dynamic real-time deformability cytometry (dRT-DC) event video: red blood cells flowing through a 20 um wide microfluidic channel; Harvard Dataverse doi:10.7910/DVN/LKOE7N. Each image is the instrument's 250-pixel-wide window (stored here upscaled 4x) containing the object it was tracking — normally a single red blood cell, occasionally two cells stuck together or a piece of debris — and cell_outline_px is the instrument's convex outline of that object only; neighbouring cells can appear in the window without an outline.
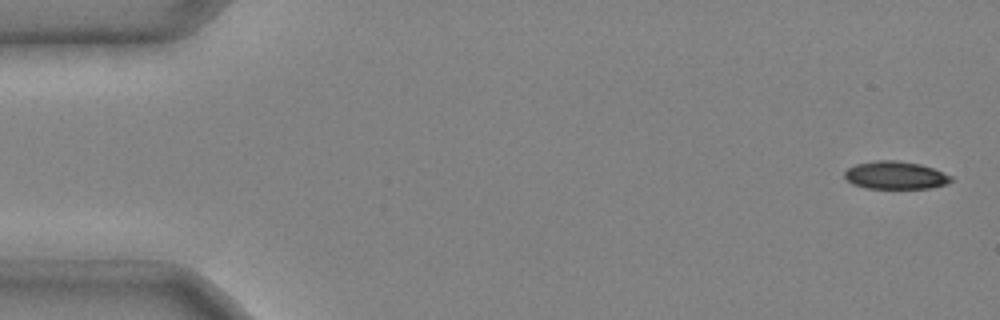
{"species": "common noctule bat (a hibernating species)", "species_latin": "Nyctalus noctula", "temperature_condition": "cold", "stored_images_in_passage": 5, "camera_frame_rate_fps": 3000, "um_per_image_px": 0.085, "animal": {"sex": "male", "body_mass_g": 20.4}, "frame": {"image": 1, "passage_image": 1, "time_ms": 0.0, "image_size_px": [1000, 320], "cell_outline_px": [[952, 180], [948, 184], [928, 188], [868, 188], [852, 184], [844, 176], [844, 172], [848, 168], [856, 164], [876, 160], [896, 160], [920, 164], [932, 168], [952, 176]], "centroid_in_image_um": [76.11, 14.89], "position_along_channel_um": 8.9, "area_um2": 17.17}}
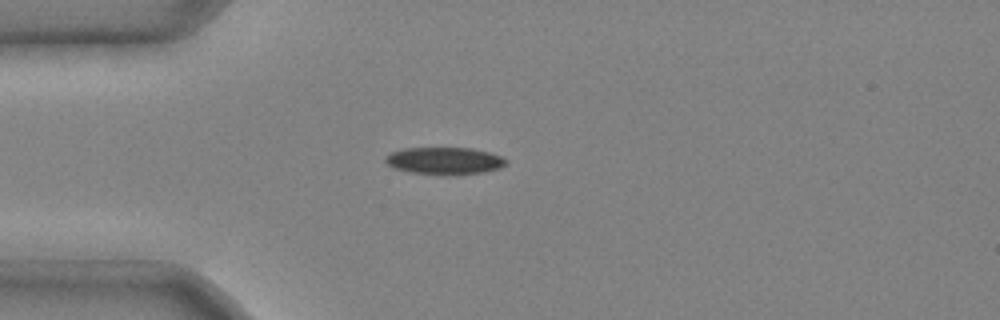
{"frame": {"image": 2, "passage_image": 4, "time_ms": 1.0, "image_size_px": [1000, 320], "cell_outline_px": [[508, 164], [500, 168], [484, 172], [412, 172], [396, 168], [388, 164], [384, 160], [384, 156], [392, 152], [404, 148], [472, 148], [488, 152], [500, 156], [508, 160]], "centroid_in_image_um": [37.8, 13.61], "position_along_channel_um": 47.2, "area_um2": 18.21}}